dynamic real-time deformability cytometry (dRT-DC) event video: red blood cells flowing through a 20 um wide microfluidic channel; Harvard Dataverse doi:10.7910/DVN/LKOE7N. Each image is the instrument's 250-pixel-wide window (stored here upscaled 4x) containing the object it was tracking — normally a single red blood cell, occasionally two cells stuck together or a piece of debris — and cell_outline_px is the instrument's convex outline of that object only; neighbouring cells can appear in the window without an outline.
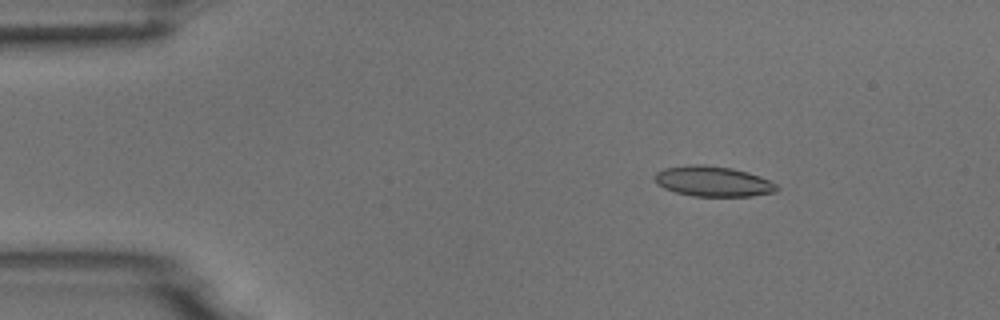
{"species": "common noctule bat (a hibernating species)", "species_latin": "Nyctalus noctula", "temperature_condition": "room temperature", "stored_images_in_passage": 5, "camera_frame_rate_fps": 3000, "um_per_image_px": 0.085, "animal": {"sex": "male", "body_mass_g": 18.8}, "frame": {"image": 1, "passage_image": 3, "time_ms": 2.333, "image_size_px": [1000, 320], "cell_outline_px": [[780, 188], [776, 192], [752, 196], [692, 196], [676, 192], [664, 188], [656, 184], [652, 176], [656, 172], [664, 168], [692, 164], [704, 164], [732, 168], [748, 172], [760, 176], [776, 184]], "centroid_in_image_um": [60.58, 15.41], "position_along_channel_um": 24.4, "area_um2": 21.79}}